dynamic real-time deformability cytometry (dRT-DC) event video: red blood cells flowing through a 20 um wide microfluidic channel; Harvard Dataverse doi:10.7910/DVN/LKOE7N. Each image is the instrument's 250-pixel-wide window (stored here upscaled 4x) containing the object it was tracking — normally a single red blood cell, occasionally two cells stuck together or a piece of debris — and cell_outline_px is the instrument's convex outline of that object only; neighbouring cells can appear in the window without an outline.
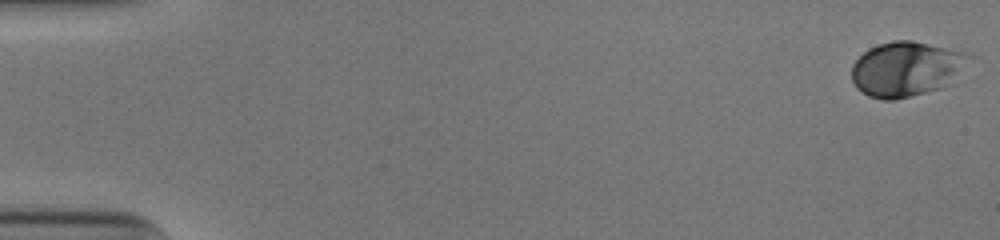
{"species": "human", "species_latin": "Homo sapiens", "temperature_condition": "cold", "stored_images_in_passage": 53, "camera_frame_rate_fps": 3000, "um_per_image_px": 0.085, "donor": {"sex": "male"}, "frame": {"image": 1, "passage_image": 1, "time_ms": 0.0, "image_size_px": [1000, 240], "cell_outline_px": [[972, 56], [956, 84], [896, 100], [880, 100], [868, 96], [856, 88], [852, 80], [852, 64], [868, 48], [892, 40], [912, 40], [972, 52]], "centroid_in_image_um": [77.13, 5.86], "position_along_channel_um": 7.9, "area_um2": 38.61}}
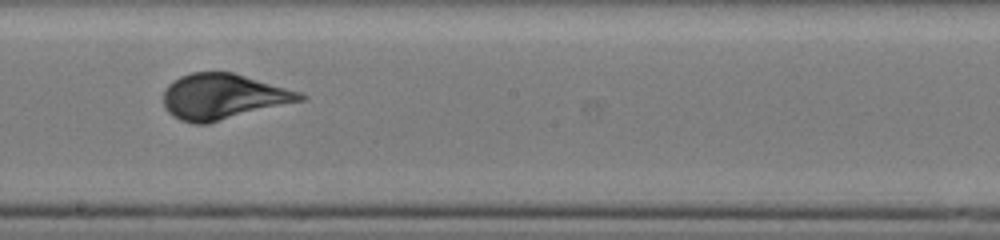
{"frame": {"image": 2, "passage_image": 31, "time_ms": 10.0, "image_size_px": [1000, 240], "cell_outline_px": [[308, 96], [304, 100], [208, 124], [192, 124], [180, 120], [172, 116], [164, 108], [164, 92], [168, 84], [172, 80], [180, 76], [192, 72], [232, 72], [300, 92]], "centroid_in_image_um": [18.93, 8.22], "position_along_channel_um": 229.3, "area_um2": 36.36}}
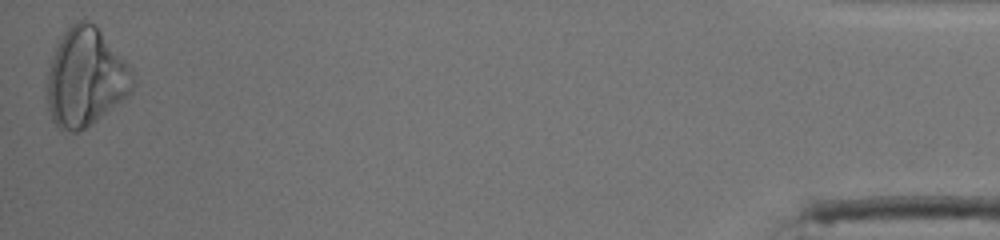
{"frame": {"image": 3, "passage_image": 53, "time_ms": 17.333, "image_size_px": [1000, 240], "cell_outline_px": [[140, 80], [132, 92], [128, 96], [92, 124], [76, 132], [72, 132], [60, 128], [52, 120], [48, 112], [44, 96], [44, 92], [48, 72], [52, 56], [56, 44], [64, 32], [72, 24], [80, 20], [88, 20], [96, 24]], "centroid_in_image_um": [7.28, 6.6], "position_along_channel_um": 427.9, "area_um2": 50.0}, "authors_computed_cell_mechanics": {"area_um2": 36.3562, "velocity_mm_per_s": 3.8873, "shape_relaxation_time_tau1_ms": 2.7119, "shape_relaxation_time_tau2_ms": null, "deformation_change_tau1": 0.132, "deformation_change_tau2": null}}